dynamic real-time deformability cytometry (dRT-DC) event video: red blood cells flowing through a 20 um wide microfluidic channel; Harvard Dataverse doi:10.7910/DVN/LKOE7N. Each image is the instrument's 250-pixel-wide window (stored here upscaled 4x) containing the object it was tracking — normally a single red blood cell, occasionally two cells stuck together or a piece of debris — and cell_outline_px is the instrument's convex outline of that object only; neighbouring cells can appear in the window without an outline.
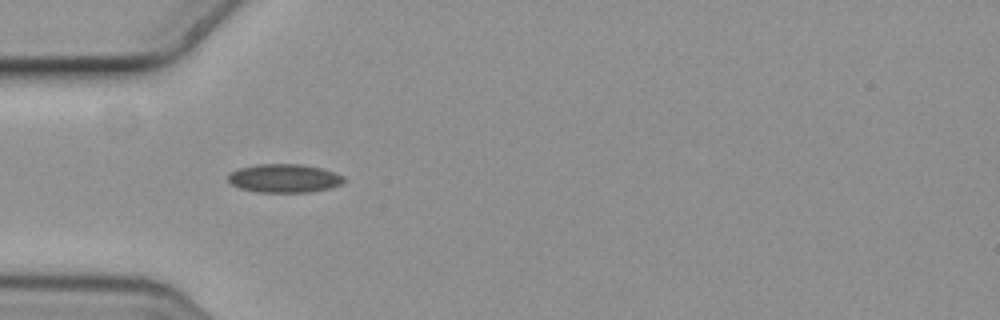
{"species": "common noctule bat (a hibernating species)", "species_latin": "Nyctalus noctula", "temperature_condition": "cold", "stored_images_in_passage": 9, "camera_frame_rate_fps": 3000, "um_per_image_px": 0.085, "animal": {"sex": "female", "body_mass_g": 19.3, "forearm_length_mm": 54.1}, "frame": {"image": 1, "passage_image": 3, "time_ms": 0.667, "image_size_px": [1000, 320], "cell_outline_px": [[344, 180], [340, 184], [332, 188], [308, 192], [256, 192], [240, 188], [232, 184], [228, 180], [228, 176], [232, 172], [240, 168], [256, 164], [300, 164], [320, 168], [344, 176]], "centroid_in_image_um": [24.15, 15.16], "position_along_channel_um": 60.8, "area_um2": 19.07}}
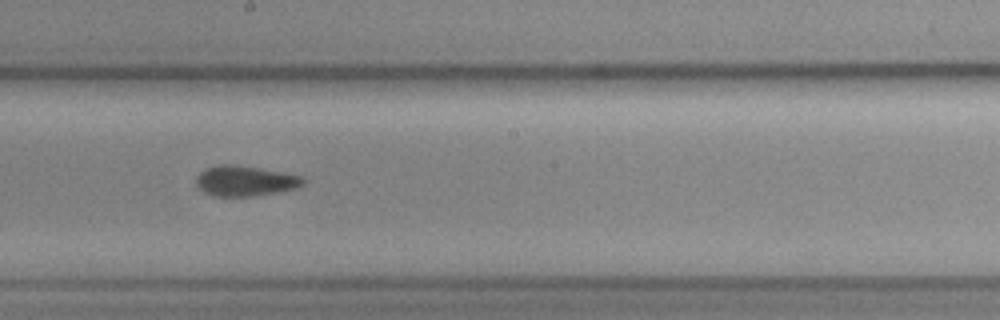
{"frame": {"image": 2, "passage_image": 7, "time_ms": 2.0, "image_size_px": [1000, 320], "cell_outline_px": [[304, 184], [296, 188], [276, 192], [252, 196], [212, 196], [204, 192], [196, 184], [196, 176], [204, 168], [220, 164], [232, 164], [260, 168], [300, 176], [304, 180]], "centroid_in_image_um": [20.78, 15.37], "position_along_channel_um": 227.4, "area_um2": 18.79}}
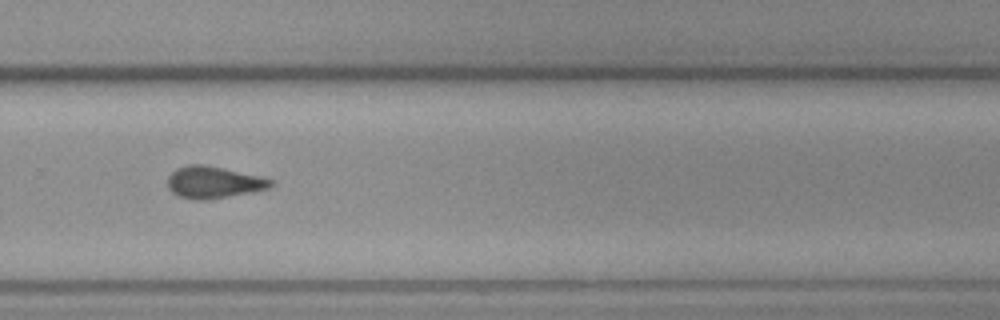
{"frame": {"image": 3, "passage_image": 9, "time_ms": 2.667, "image_size_px": [1000, 320], "cell_outline_px": [[272, 184], [268, 188], [252, 192], [208, 200], [192, 200], [180, 196], [172, 192], [168, 188], [168, 176], [176, 168], [188, 164], [204, 164], [260, 176], [272, 180]], "centroid_in_image_um": [18.12, 15.5], "position_along_channel_um": 311.7, "area_um2": 19.13}}